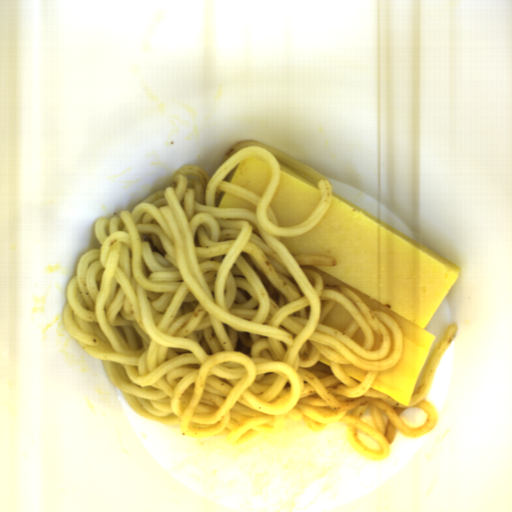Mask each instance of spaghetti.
<instances>
[{
  "label": "spaghetti",
  "instance_id": "c7327b10",
  "mask_svg": "<svg viewBox=\"0 0 512 512\" xmlns=\"http://www.w3.org/2000/svg\"><path fill=\"white\" fill-rule=\"evenodd\" d=\"M256 155L273 169L261 198L226 182ZM279 161L323 192L309 218L281 228L269 209ZM224 190L249 199L256 213L215 207ZM331 196L329 179L258 140L233 144L210 176L199 165L180 167L169 187L131 211L96 220L100 245L81 256L67 284L64 327L101 360L137 415L178 425L190 439L221 436L236 445L278 433L287 421L316 432L338 421L358 454L385 459L398 432L417 438L436 424L427 392L458 327L450 324L434 348L408 405L373 389L378 372L403 355L399 325L302 268L335 267L337 258L291 255L281 242L313 229ZM336 303L356 318L344 333L321 323ZM351 363L368 371L361 382L340 366ZM368 407L374 426L360 420ZM413 407L427 417L415 429L399 417ZM358 429L380 450L360 442Z\"/></svg>",
  "mask_w": 512,
  "mask_h": 512
}]
</instances>
